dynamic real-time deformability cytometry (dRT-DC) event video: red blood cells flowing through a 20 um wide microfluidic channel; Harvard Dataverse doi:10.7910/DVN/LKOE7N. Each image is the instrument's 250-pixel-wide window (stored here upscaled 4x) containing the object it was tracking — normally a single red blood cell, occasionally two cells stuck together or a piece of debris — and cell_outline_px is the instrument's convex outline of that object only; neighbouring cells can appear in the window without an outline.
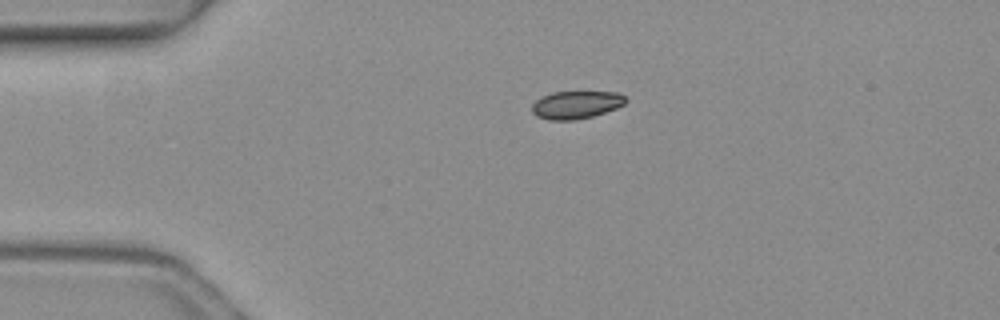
{"species": "common noctule bat (a hibernating species)", "species_latin": "Nyctalus noctula", "temperature_condition": "warm", "stored_images_in_passage": 2, "camera_frame_rate_fps": 3000, "um_per_image_px": 0.085, "animal": {"sex": "female", "body_mass_g": 19.3, "forearm_length_mm": 54.1}, "frame": {"image": 1, "passage_image": 1, "time_ms": 0.0, "image_size_px": [1000, 320], "cell_outline_px": [[628, 100], [624, 104], [616, 108], [592, 116], [572, 120], [548, 120], [536, 116], [532, 112], [532, 104], [540, 96], [552, 92], [620, 92]], "centroid_in_image_um": [48.95, 8.9], "position_along_channel_um": 36.1, "area_um2": 15.2}}